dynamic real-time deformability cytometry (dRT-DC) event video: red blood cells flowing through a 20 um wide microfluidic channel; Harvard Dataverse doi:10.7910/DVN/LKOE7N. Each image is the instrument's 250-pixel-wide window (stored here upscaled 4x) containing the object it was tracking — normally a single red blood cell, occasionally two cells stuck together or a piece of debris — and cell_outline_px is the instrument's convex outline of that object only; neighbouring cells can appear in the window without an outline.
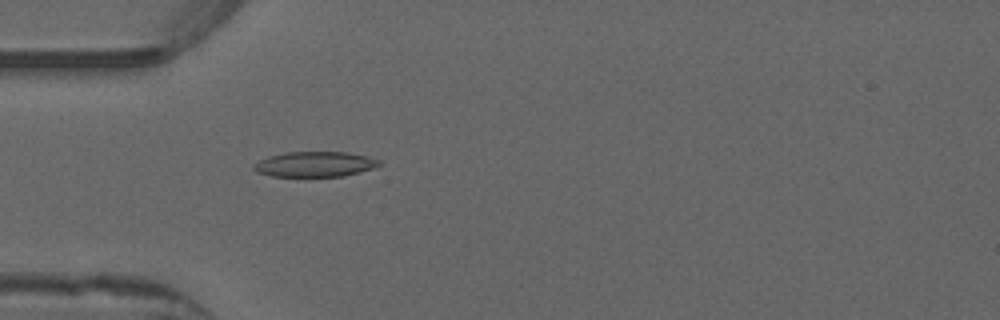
{"species": "common noctule bat (a hibernating species)", "species_latin": "Nyctalus noctula", "temperature_condition": "warm", "stored_images_in_passage": 52, "camera_frame_rate_fps": 3000, "um_per_image_px": 0.085, "animal": {"sex": "male", "forearm_length_mm": 52.5}, "frame": {"image": 1, "passage_image": 16, "time_ms": 5.0, "image_size_px": [1000, 320], "cell_outline_px": [[380, 164], [372, 168], [344, 176], [272, 176], [256, 172], [252, 168], [252, 164], [268, 156], [284, 152], [348, 152], [368, 156], [380, 160]], "centroid_in_image_um": [26.72, 13.95], "position_along_channel_um": 58.3, "area_um2": 18.44}}
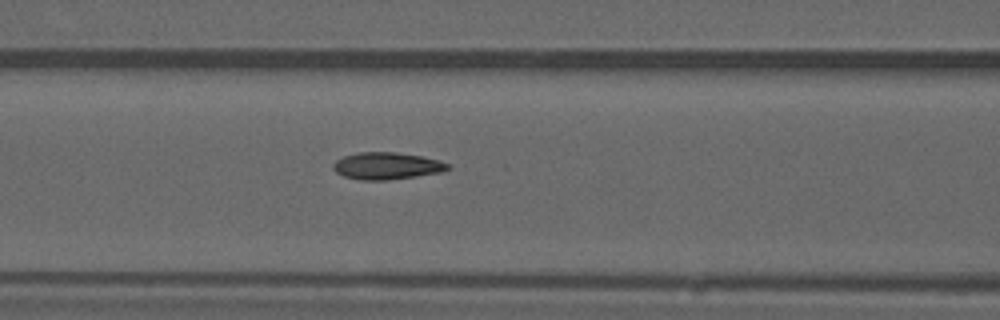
{"frame": {"image": 2, "passage_image": 22, "time_ms": 7.0, "image_size_px": [1000, 320], "cell_outline_px": [[452, 168], [440, 172], [416, 176], [388, 180], [360, 180], [344, 176], [336, 172], [332, 168], [332, 164], [336, 160], [344, 156], [356, 152], [396, 152], [424, 156], [440, 160], [448, 164]], "centroid_in_image_um": [32.87, 14.09], "position_along_channel_um": 133.7, "area_um2": 18.21}}
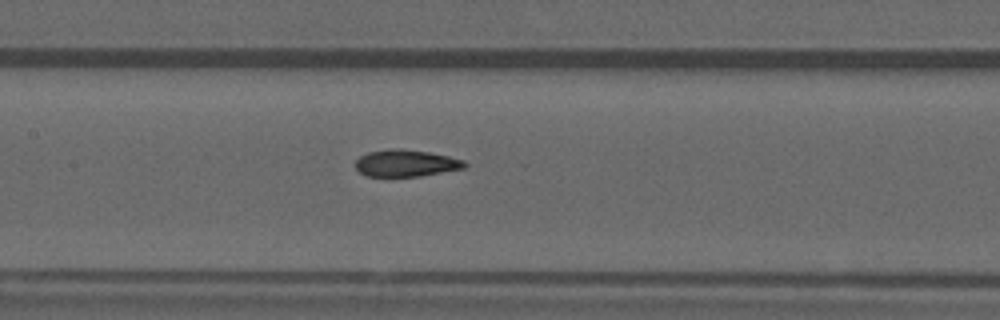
{"frame": {"image": 3, "passage_image": 25, "time_ms": 8.0, "image_size_px": [1000, 320], "cell_outline_px": [[468, 164], [464, 168], [420, 176], [368, 176], [360, 172], [356, 168], [356, 160], [360, 156], [368, 152], [388, 148], [396, 148], [428, 152], [448, 156], [464, 160]], "centroid_in_image_um": [34.5, 13.86], "position_along_channel_um": 172.9, "area_um2": 16.99}, "authors_computed_cell_mechanics": {"area_um2": 17.6001, "velocity_mm_per_s": 3.9233, "shape_relaxation_time_tau1_ms": 9.3077, "shape_relaxation_time_tau2_ms": 1.6549, "deformation_change_tau1": 0.2465, "deformation_change_tau2": 0.0819}}